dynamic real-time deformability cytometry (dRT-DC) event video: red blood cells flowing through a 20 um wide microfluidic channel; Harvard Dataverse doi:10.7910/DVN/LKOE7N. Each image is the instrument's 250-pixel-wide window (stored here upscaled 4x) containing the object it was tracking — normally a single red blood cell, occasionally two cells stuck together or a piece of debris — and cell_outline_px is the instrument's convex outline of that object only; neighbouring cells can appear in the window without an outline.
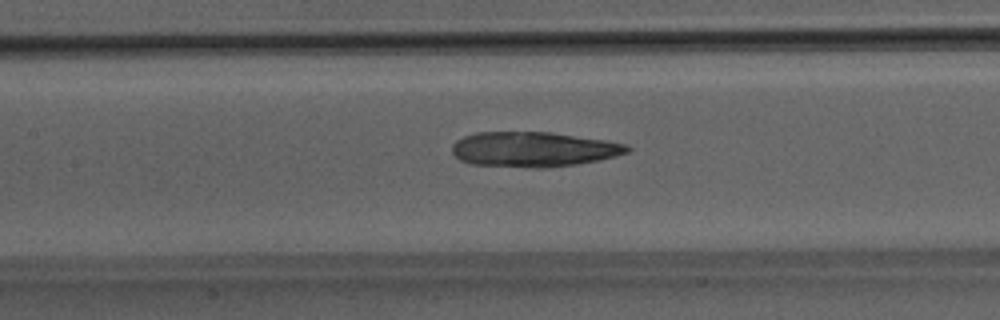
{"species": "Egyptian fruit bat (a non-hibernating species)", "species_latin": "Rousettus aegyptiacus", "temperature_condition": "room temperature", "stored_images_in_passage": 36, "camera_frame_rate_fps": 3000, "um_per_image_px": 0.085, "animal": {"sex": "male"}, "frame": {"image": 1, "passage_image": 9, "time_ms": 2.667, "image_size_px": [1000, 320], "cell_outline_px": [[632, 148], [628, 152], [616, 156], [600, 160], [576, 164], [540, 168], [536, 168], [472, 164], [460, 160], [452, 152], [452, 144], [456, 140], [464, 136], [476, 132], [552, 132], [604, 140], [624, 144]], "centroid_in_image_um": [45.33, 12.69], "position_along_channel_um": 162.1, "area_um2": 35.66}}
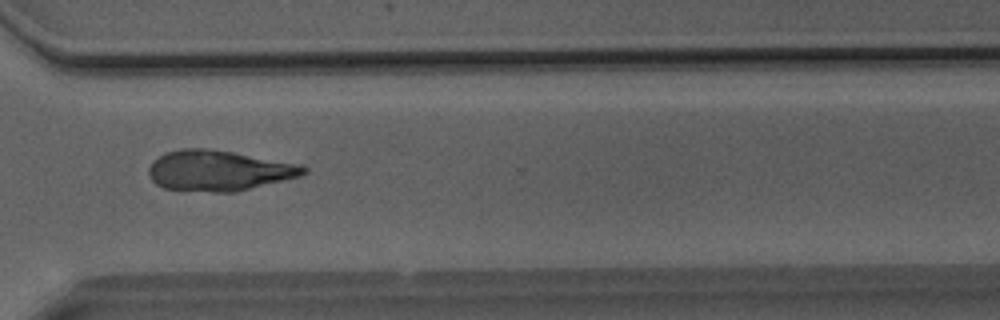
{"frame": {"image": 2, "passage_image": 23, "time_ms": 7.333, "image_size_px": [1000, 320], "cell_outline_px": [[308, 172], [300, 176], [236, 192], [216, 192], [164, 188], [156, 184], [148, 176], [148, 168], [152, 160], [164, 152], [180, 148], [204, 148], [232, 152], [304, 164], [308, 168]], "centroid_in_image_um": [18.6, 14.49], "position_along_channel_um": 352.0, "area_um2": 36.82}}
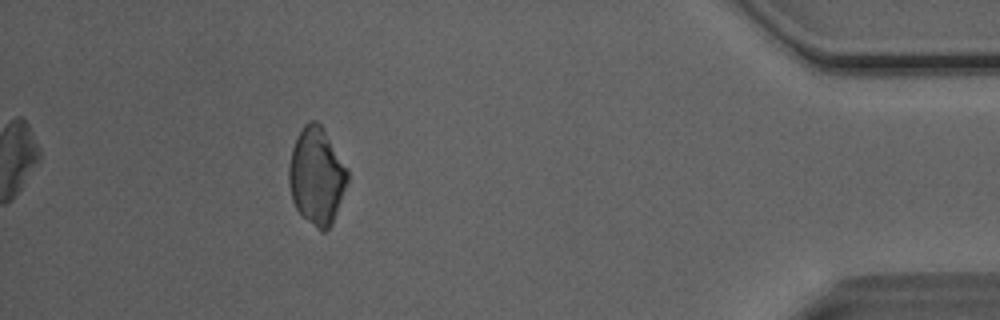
{"frame": {"image": 3, "passage_image": 31, "time_ms": 10.0, "image_size_px": [1000, 320], "cell_outline_px": [[348, 180], [332, 224], [324, 232], [320, 232], [296, 208], [292, 200], [288, 180], [288, 168], [292, 148], [296, 136], [304, 124], [308, 120], [316, 120], [320, 124], [348, 168]], "centroid_in_image_um": [26.9, 14.94], "position_along_channel_um": 408.3, "area_um2": 33.06}}